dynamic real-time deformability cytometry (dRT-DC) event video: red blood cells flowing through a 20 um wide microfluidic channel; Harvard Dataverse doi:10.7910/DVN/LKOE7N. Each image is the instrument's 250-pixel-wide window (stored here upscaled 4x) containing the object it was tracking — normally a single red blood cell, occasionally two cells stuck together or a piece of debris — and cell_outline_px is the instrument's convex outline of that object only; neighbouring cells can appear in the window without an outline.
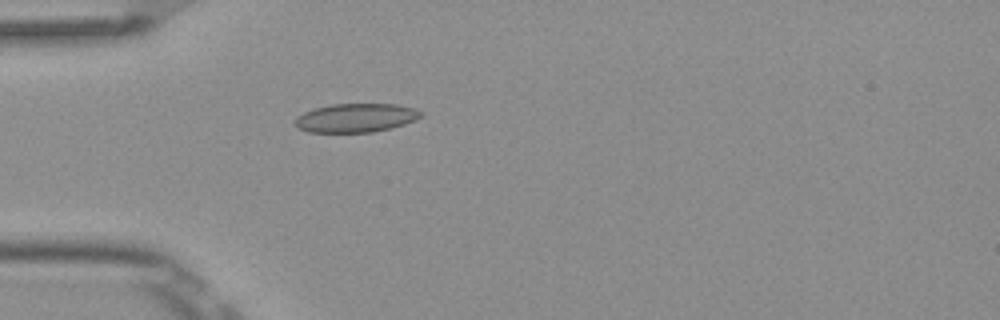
{"species": "Egyptian fruit bat (a non-hibernating species)", "species_latin": "Rousettus aegyptiacus", "temperature_condition": "room temperature", "stored_images_in_passage": 4, "camera_frame_rate_fps": 3000, "um_per_image_px": 0.085, "frame": {"image": 1, "passage_image": 4, "time_ms": 1.0, "image_size_px": [1000, 320], "cell_outline_px": [[424, 116], [416, 120], [392, 128], [372, 132], [308, 132], [296, 128], [292, 124], [296, 116], [312, 108], [332, 104], [396, 104], [412, 108], [424, 112]], "centroid_in_image_um": [30.22, 10.02], "position_along_channel_um": 54.8, "area_um2": 21.44}}